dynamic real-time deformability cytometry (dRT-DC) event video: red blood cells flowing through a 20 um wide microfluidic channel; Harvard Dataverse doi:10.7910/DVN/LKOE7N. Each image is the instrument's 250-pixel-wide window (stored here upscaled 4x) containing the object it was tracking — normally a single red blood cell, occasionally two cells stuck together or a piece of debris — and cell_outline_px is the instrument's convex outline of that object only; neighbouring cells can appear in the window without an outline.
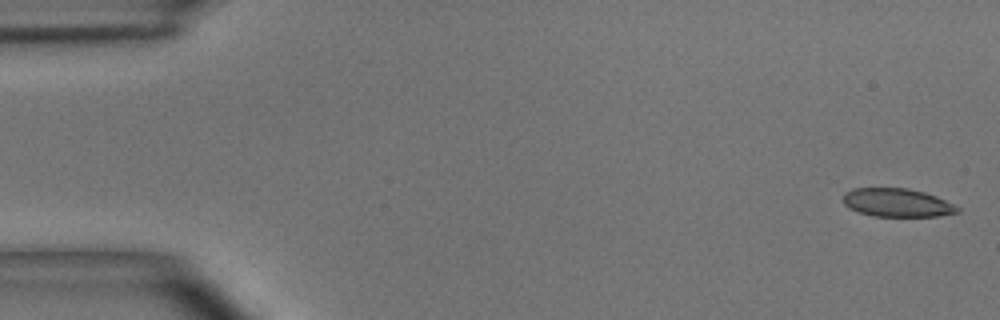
{"species": "common noctule bat (a hibernating species)", "species_latin": "Nyctalus noctula", "temperature_condition": "room temperature", "stored_images_in_passage": 48, "camera_frame_rate_fps": 3000, "um_per_image_px": 0.085, "animal": {"sex": "male", "body_mass_g": 15.6}, "frame": {"image": 1, "passage_image": 1, "time_ms": 0.0, "image_size_px": [1000, 320], "cell_outline_px": [[960, 212], [936, 216], [872, 216], [848, 208], [844, 204], [844, 192], [852, 188], [908, 188], [924, 192], [936, 196], [960, 208]], "centroid_in_image_um": [76.23, 17.22], "position_along_channel_um": 8.8, "area_um2": 18.84}}
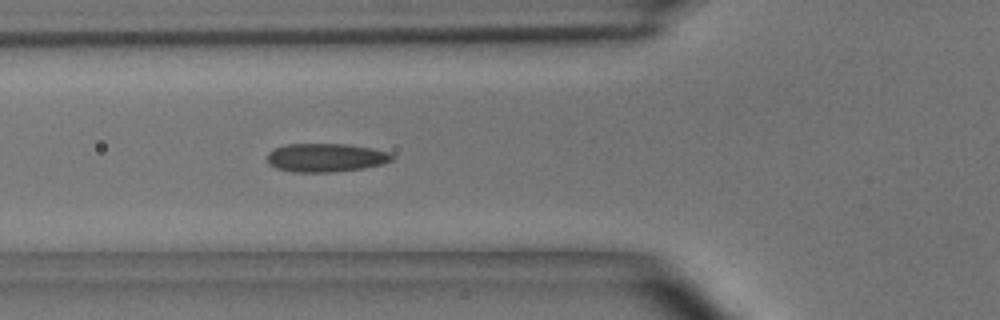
{"frame": {"image": 2, "passage_image": 17, "time_ms": 5.333, "image_size_px": [1000, 320], "cell_outline_px": [[396, 156], [392, 160], [380, 164], [364, 168], [332, 172], [292, 172], [276, 168], [268, 164], [268, 152], [284, 144], [348, 144], [372, 148], [392, 152]], "centroid_in_image_um": [27.72, 13.39], "position_along_channel_um": 98.1, "area_um2": 20.92}}
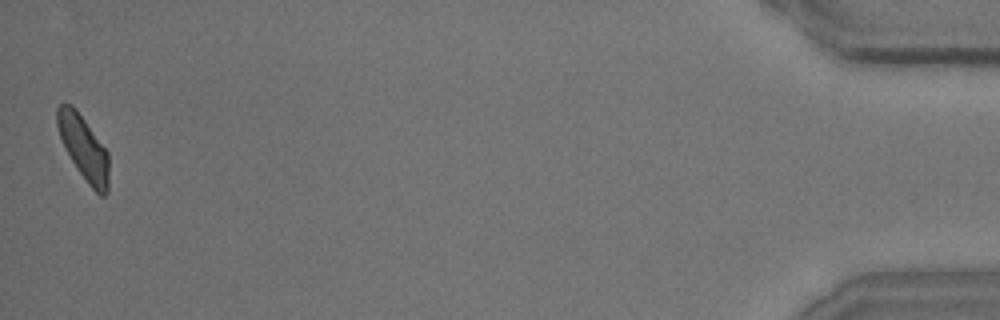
{"frame": {"image": 3, "passage_image": 48, "time_ms": 15.667, "image_size_px": [1000, 320], "cell_outline_px": [[108, 192], [104, 196], [100, 196], [88, 184], [72, 160], [60, 136], [56, 124], [56, 108], [60, 104], [72, 104], [76, 108], [108, 152]], "centroid_in_image_um": [7.11, 12.55], "position_along_channel_um": 428.1, "area_um2": 19.02}, "authors_computed_cell_mechanics": {"area_um2": 20.2011, "velocity_mm_per_s": 4.0689, "shape_relaxation_time_tau1_ms": 5.4808, "shape_relaxation_time_tau2_ms": 1.3273, "deformation_change_tau1": 0.1431, "deformation_change_tau2": 0.0672}}